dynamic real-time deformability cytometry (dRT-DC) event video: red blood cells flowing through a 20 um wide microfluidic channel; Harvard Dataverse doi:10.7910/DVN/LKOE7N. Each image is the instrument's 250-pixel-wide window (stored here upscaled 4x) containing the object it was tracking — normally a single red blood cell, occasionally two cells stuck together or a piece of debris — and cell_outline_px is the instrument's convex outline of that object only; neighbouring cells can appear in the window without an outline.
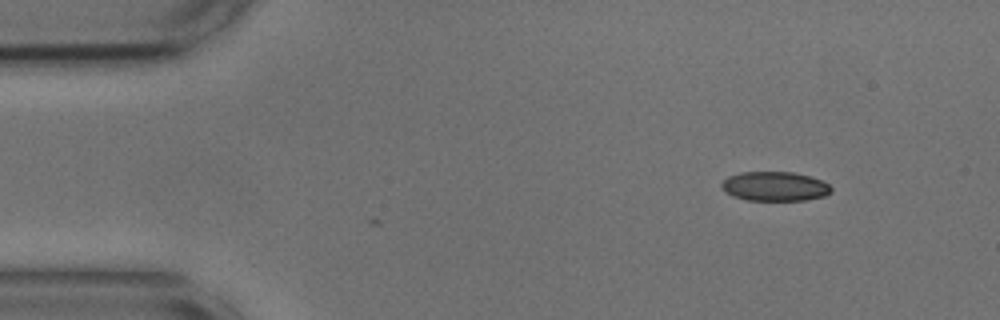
{"species": "common noctule bat (a hibernating species)", "species_latin": "Nyctalus noctula", "temperature_condition": "cold", "stored_images_in_passage": 49, "camera_frame_rate_fps": 3000, "um_per_image_px": 0.085, "animal": {"sex": "male", "body_mass_g": 17.9, "forearm_length_mm": 54.2}, "frame": {"image": 1, "passage_image": 1, "time_ms": 0.0, "image_size_px": [1000, 320], "cell_outline_px": [[832, 192], [824, 196], [804, 200], [744, 200], [732, 196], [724, 192], [720, 184], [728, 176], [740, 172], [792, 172], [808, 176], [820, 180], [828, 184], [832, 188]], "centroid_in_image_um": [65.82, 15.84], "position_along_channel_um": 19.2, "area_um2": 18.79}}
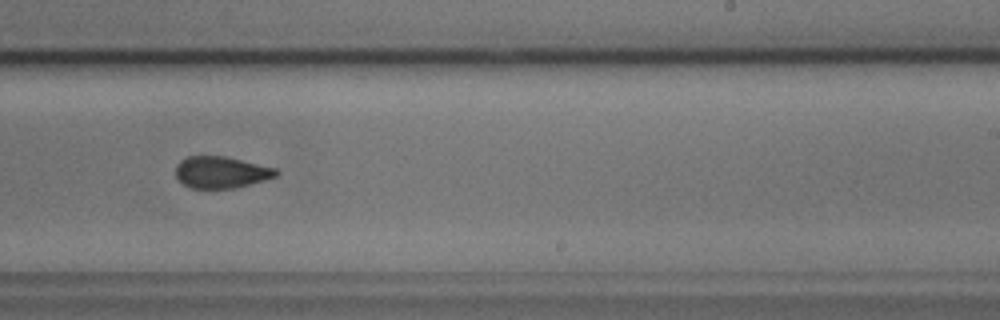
{"frame": {"image": 2, "passage_image": 28, "time_ms": 9.0, "image_size_px": [1000, 320], "cell_outline_px": [[280, 172], [276, 176], [264, 180], [232, 188], [192, 188], [184, 184], [176, 176], [176, 164], [180, 160], [188, 156], [224, 156], [276, 168]], "centroid_in_image_um": [18.78, 14.63], "position_along_channel_um": 270.2, "area_um2": 18.32}}
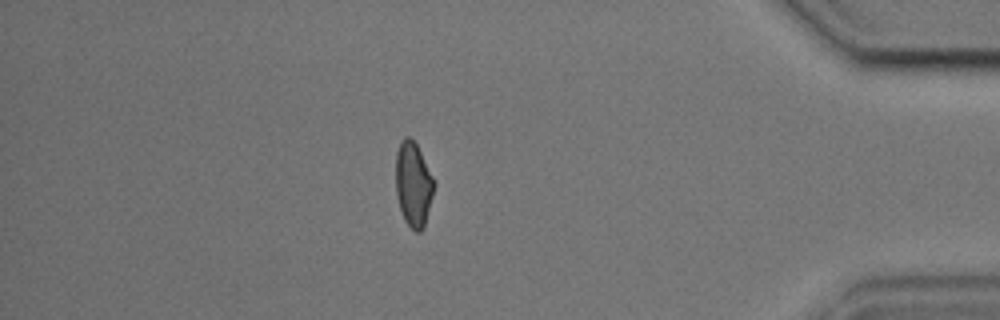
{"frame": {"image": 3, "passage_image": 42, "time_ms": 13.667, "image_size_px": [1000, 320], "cell_outline_px": [[436, 184], [424, 228], [420, 232], [416, 232], [404, 220], [396, 196], [396, 152], [400, 140], [404, 136], [408, 136], [416, 144]], "centroid_in_image_um": [35.13, 15.67], "position_along_channel_um": 400.1, "area_um2": 18.9}, "authors_computed_cell_mechanics": {"area_um2": 19.3052, "velocity_mm_per_s": 3.6545, "shape_relaxation_time_tau1_ms": 7.4065, "shape_relaxation_time_tau2_ms": 2.0812, "deformation_change_tau1": 0.1489, "deformation_change_tau2": 0.0702}}